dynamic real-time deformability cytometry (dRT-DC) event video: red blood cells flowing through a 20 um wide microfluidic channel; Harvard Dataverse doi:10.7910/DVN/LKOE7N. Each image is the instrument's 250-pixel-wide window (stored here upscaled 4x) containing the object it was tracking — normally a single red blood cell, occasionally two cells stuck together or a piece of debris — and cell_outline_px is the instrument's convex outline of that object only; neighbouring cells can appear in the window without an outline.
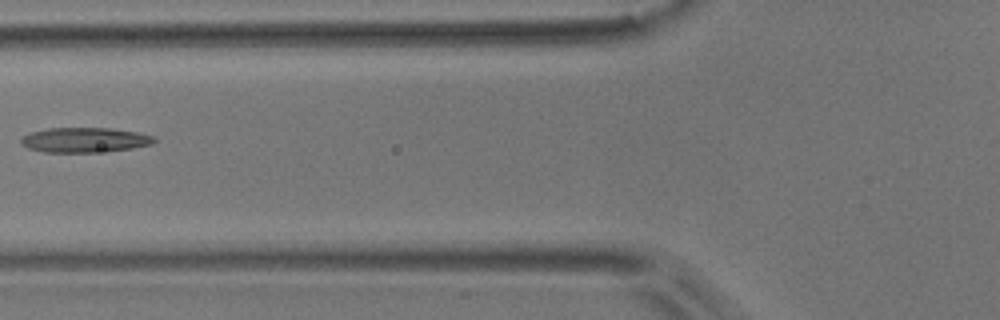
{"species": "common noctule bat (a hibernating species)", "species_latin": "Nyctalus noctula", "temperature_condition": "room temperature", "stored_images_in_passage": 7, "camera_frame_rate_fps": 3000, "um_per_image_px": 0.085, "animal": {"sex": "male", "body_mass_g": 17.9}, "frame": {"image": 1, "passage_image": 6, "time_ms": 1.667, "image_size_px": [1000, 320], "cell_outline_px": [[156, 140], [152, 144], [132, 148], [96, 152], [44, 152], [28, 148], [20, 144], [20, 140], [24, 136], [32, 132], [48, 128], [112, 128], [136, 132], [156, 136]], "centroid_in_image_um": [7.21, 11.89], "position_along_channel_um": 118.6, "area_um2": 19.25}}
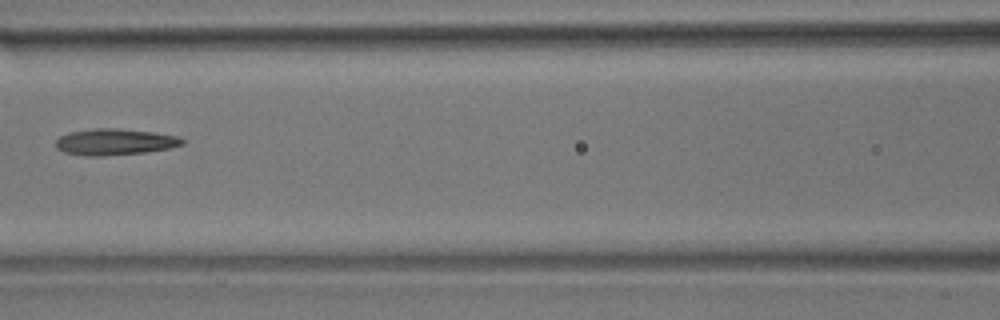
{"frame": {"image": 2, "passage_image": 7, "time_ms": 2.0, "image_size_px": [1000, 320], "cell_outline_px": [[184, 144], [168, 148], [144, 152], [100, 156], [84, 156], [64, 152], [56, 148], [56, 140], [60, 136], [68, 132], [92, 128], [116, 128], [152, 132], [176, 136], [184, 140]], "centroid_in_image_um": [9.7, 12.06], "position_along_channel_um": 156.9, "area_um2": 19.31}}